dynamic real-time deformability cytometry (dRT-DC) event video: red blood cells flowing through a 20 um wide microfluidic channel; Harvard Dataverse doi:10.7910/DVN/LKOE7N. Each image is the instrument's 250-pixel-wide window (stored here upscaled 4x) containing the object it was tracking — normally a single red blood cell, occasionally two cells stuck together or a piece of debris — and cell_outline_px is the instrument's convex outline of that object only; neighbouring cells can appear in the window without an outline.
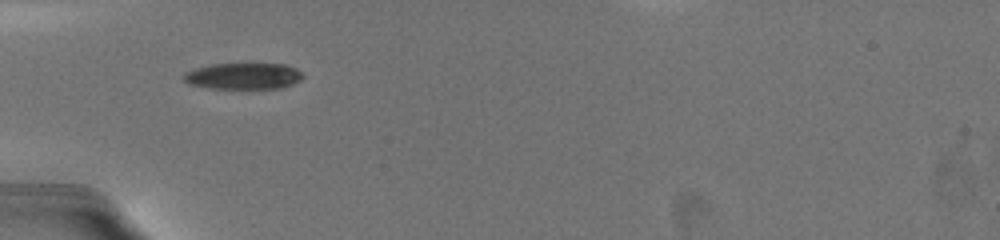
{"species": "common noctule bat (a hibernating species)", "species_latin": "Nyctalus noctula", "temperature_condition": "warm", "stored_images_in_passage": 18, "camera_frame_rate_fps": 3000, "um_per_image_px": 0.085, "animal": {"sex": "female", "body_mass_g": 19.5, "forearm_length_mm": 54.1}, "frame": {"image": 1, "passage_image": 1, "time_ms": 0.0, "image_size_px": [1000, 240], "cell_outline_px": [[304, 76], [300, 80], [292, 84], [280, 88], [212, 88], [192, 84], [184, 80], [184, 72], [208, 64], [244, 60], [288, 64], [296, 68]], "centroid_in_image_um": [20.73, 6.38], "position_along_channel_um": 64.3, "area_um2": 19.25}}
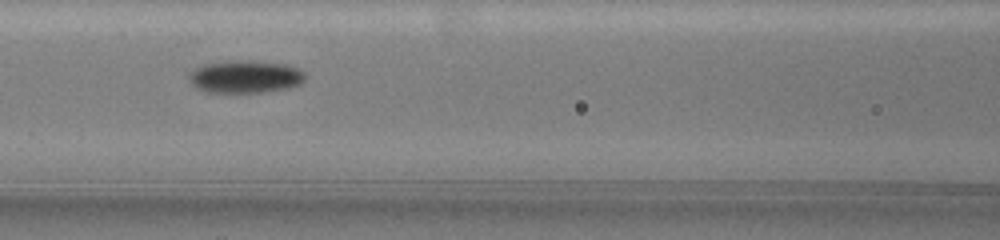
{"frame": {"image": 2, "passage_image": 12, "time_ms": 2.333, "image_size_px": [1000, 240], "cell_outline_px": [[304, 80], [300, 84], [288, 88], [260, 92], [204, 92], [196, 88], [192, 84], [188, 76], [192, 68], [204, 64], [224, 60], [244, 60], [284, 64], [296, 68], [304, 72]], "centroid_in_image_um": [20.78, 6.51], "position_along_channel_um": 145.8, "area_um2": 22.14}}
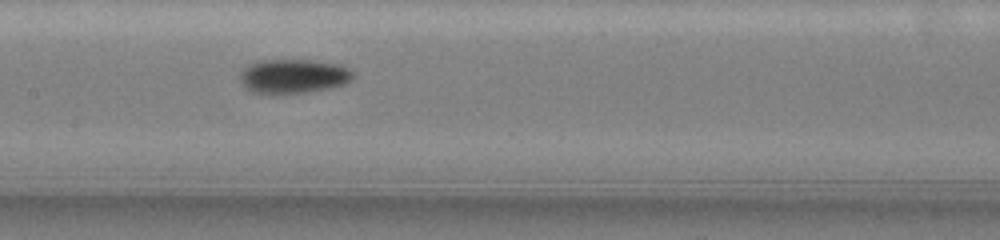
{"frame": {"image": 3, "passage_image": 17, "time_ms": 3.333, "image_size_px": [1000, 240], "cell_outline_px": [[352, 76], [344, 84], [304, 92], [252, 92], [240, 80], [240, 72], [248, 64], [260, 60], [308, 60], [336, 64], [348, 68], [352, 72]], "centroid_in_image_um": [24.89, 6.44], "position_along_channel_um": 182.5, "area_um2": 21.68}}